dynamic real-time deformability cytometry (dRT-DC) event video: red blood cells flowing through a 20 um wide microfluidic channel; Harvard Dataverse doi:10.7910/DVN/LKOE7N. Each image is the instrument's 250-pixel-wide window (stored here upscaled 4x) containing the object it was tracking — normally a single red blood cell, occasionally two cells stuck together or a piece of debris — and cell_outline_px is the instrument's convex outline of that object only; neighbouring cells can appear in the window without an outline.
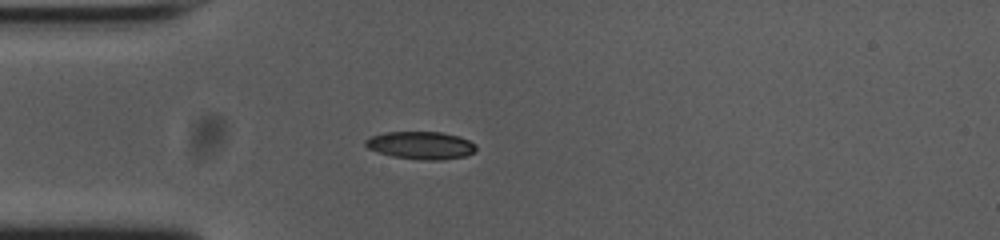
{"species": "common noctule bat (a hibernating species)", "species_latin": "Nyctalus noctula", "temperature_condition": "cold", "stored_images_in_passage": 30, "camera_frame_rate_fps": 3000, "um_per_image_px": 0.085, "animal": {"sex": "female", "body_mass_g": 23.0, "forearm_length_mm": 53.4}, "frame": {"image": 1, "passage_image": 3, "time_ms": 0.667, "image_size_px": [1000, 240], "cell_outline_px": [[476, 152], [464, 156], [440, 160], [420, 160], [392, 156], [376, 152], [368, 148], [364, 144], [364, 140], [368, 136], [384, 132], [440, 132], [460, 136], [476, 144]], "centroid_in_image_um": [35.74, 12.35], "position_along_channel_um": 49.3, "area_um2": 18.09}}
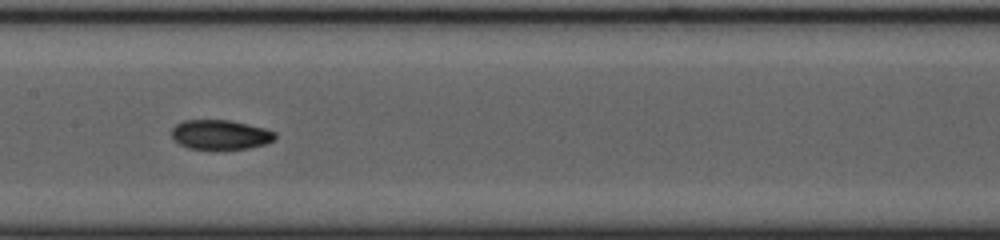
{"frame": {"image": 2, "passage_image": 15, "time_ms": 4.667, "image_size_px": [1000, 240], "cell_outline_px": [[276, 140], [264, 144], [248, 148], [188, 148], [180, 144], [172, 136], [172, 128], [176, 124], [184, 120], [228, 120], [264, 128], [276, 132]], "centroid_in_image_um": [18.75, 11.43], "position_along_channel_um": 188.7, "area_um2": 17.51}}
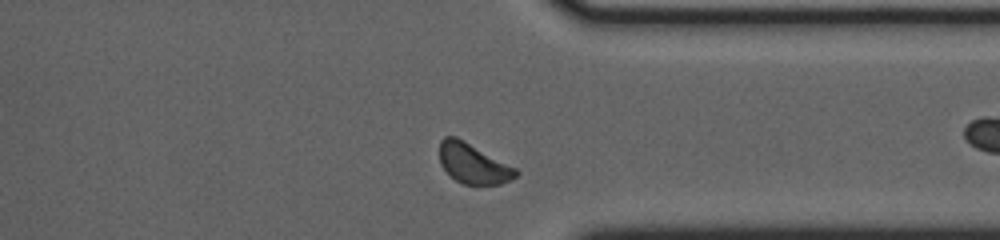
{"frame": {"image": 3, "passage_image": 26, "time_ms": 8.333, "image_size_px": [1000, 240], "cell_outline_px": [[520, 172], [516, 176], [500, 184], [464, 184], [456, 180], [440, 164], [440, 140], [444, 136], [456, 136], [464, 140], [516, 168]], "centroid_in_image_um": [40.21, 13.88], "position_along_channel_um": 371.2, "area_um2": 17.57}, "authors_computed_cell_mechanics": {"area_um2": 17.9758, "velocity_mm_per_s": 3.7474, "shape_relaxation_time_tau1_ms": 9.5172, "shape_relaxation_time_tau2_ms": 10.273, "deformation_change_tau1": 0.1999, "deformation_change_tau2": 0.1653}}